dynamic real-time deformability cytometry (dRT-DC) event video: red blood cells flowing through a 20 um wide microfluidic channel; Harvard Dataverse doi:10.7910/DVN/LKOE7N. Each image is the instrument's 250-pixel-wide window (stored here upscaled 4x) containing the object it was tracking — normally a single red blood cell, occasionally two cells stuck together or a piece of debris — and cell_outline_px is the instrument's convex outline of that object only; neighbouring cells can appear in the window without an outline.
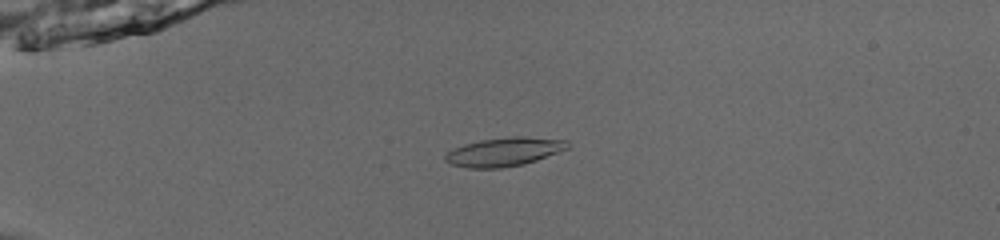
{"species": "common noctule bat (a hibernating species)", "species_latin": "Nyctalus noctula", "temperature_condition": "room temperature", "stored_images_in_passage": 51, "camera_frame_rate_fps": 3000, "um_per_image_px": 0.085, "animal": {"sex": "male", "body_mass_g": 13.0, "forearm_length_mm": 53.1}, "frame": {"image": 1, "passage_image": 13, "time_ms": 4.0, "image_size_px": [1000, 240], "cell_outline_px": [[572, 144], [568, 148], [536, 160], [524, 164], [500, 168], [468, 168], [452, 164], [444, 160], [444, 156], [452, 148], [464, 144], [480, 140], [512, 136], [524, 136], [568, 140]], "centroid_in_image_um": [42.86, 12.89], "position_along_channel_um": 42.1, "area_um2": 20.52}}
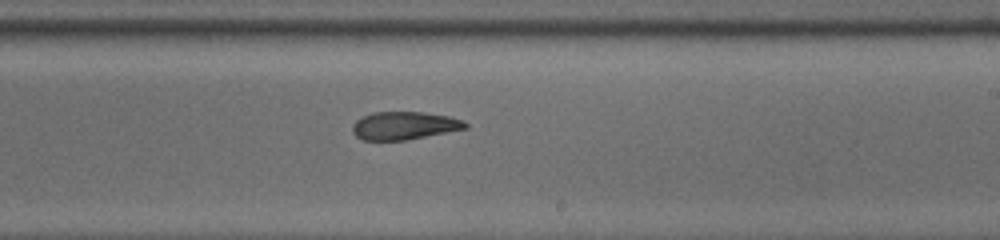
{"frame": {"image": 2, "passage_image": 32, "time_ms": 10.333, "image_size_px": [1000, 240], "cell_outline_px": [[468, 128], [404, 140], [364, 140], [356, 136], [352, 132], [352, 124], [356, 120], [372, 112], [424, 112], [448, 116], [464, 120], [468, 124]], "centroid_in_image_um": [34.36, 10.67], "position_along_channel_um": 254.6, "area_um2": 18.32}}
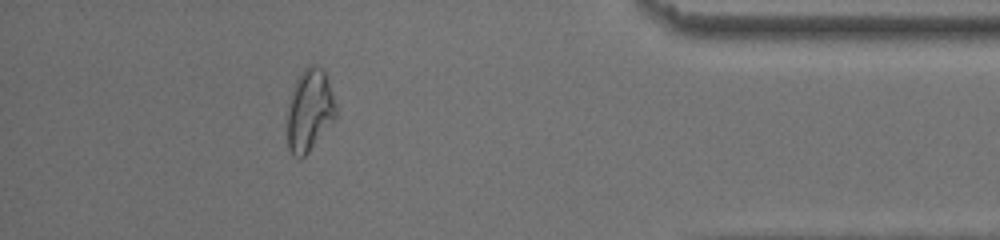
{"frame": {"image": 3, "passage_image": 46, "time_ms": 15.0, "image_size_px": [1000, 240], "cell_outline_px": [[336, 116], [308, 152], [300, 160], [292, 156], [288, 148], [288, 100], [292, 88], [296, 80], [304, 68], [308, 64], [312, 64], [320, 68], [324, 72], [336, 104]], "centroid_in_image_um": [26.28, 9.38], "position_along_channel_um": 408.9, "area_um2": 23.0}, "authors_computed_cell_mechanics": {"area_um2": 20.2878, "velocity_mm_per_s": 3.9679, "shape_relaxation_time_tau1_ms": null, "shape_relaxation_time_tau2_ms": 4.0577, "deformation_change_tau1": null, "deformation_change_tau2": 0.1179}}